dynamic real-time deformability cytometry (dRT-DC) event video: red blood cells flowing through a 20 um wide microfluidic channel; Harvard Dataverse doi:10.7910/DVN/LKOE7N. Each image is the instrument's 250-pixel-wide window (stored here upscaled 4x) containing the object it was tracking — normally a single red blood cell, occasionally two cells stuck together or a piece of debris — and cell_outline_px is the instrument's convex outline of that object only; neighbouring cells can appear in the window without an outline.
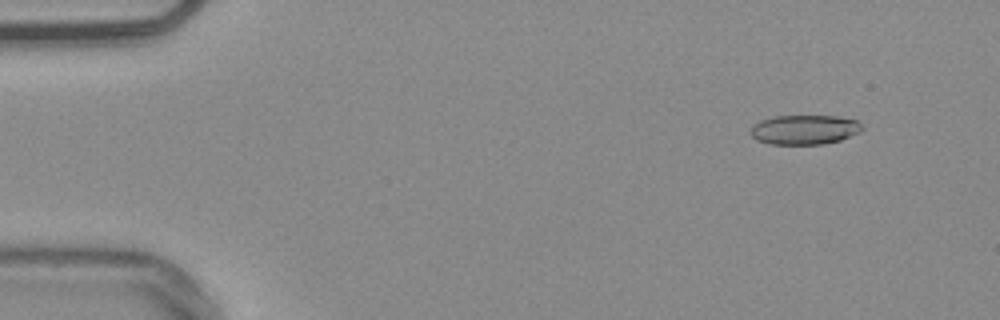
{"species": "common noctule bat (a hibernating species)", "species_latin": "Nyctalus noctula", "temperature_condition": "warm", "stored_images_in_passage": 21, "camera_frame_rate_fps": 3000, "um_per_image_px": 0.085, "animal": {"sex": "male", "body_mass_g": 20.4}, "frame": {"image": 1, "passage_image": 1, "time_ms": 0.0, "image_size_px": [1000, 320], "cell_outline_px": [[864, 128], [860, 132], [840, 140], [824, 144], [768, 144], [756, 140], [752, 136], [752, 124], [760, 120], [772, 116], [836, 116], [856, 120]], "centroid_in_image_um": [68.37, 11.02], "position_along_channel_um": 16.6, "area_um2": 19.25}}